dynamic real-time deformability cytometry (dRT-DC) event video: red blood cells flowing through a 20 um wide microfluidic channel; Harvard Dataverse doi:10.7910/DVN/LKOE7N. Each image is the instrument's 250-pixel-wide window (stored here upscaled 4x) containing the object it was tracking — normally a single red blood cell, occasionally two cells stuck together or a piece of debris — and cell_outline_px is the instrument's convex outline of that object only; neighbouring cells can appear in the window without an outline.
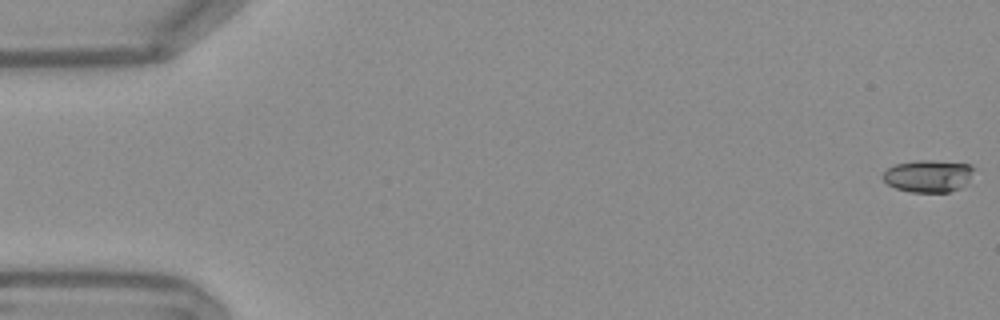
{"species": "Egyptian fruit bat (a non-hibernating species)", "species_latin": "Rousettus aegyptiacus", "temperature_condition": "warm", "stored_images_in_passage": 16, "camera_frame_rate_fps": 3000, "um_per_image_px": 0.085, "frame": {"image": 1, "passage_image": 1, "time_ms": 0.0, "image_size_px": [1000, 320], "cell_outline_px": [[972, 168], [964, 184], [960, 188], [948, 192], [912, 192], [896, 188], [888, 184], [880, 176], [888, 168], [896, 164], [916, 160], [932, 160], [968, 164]], "centroid_in_image_um": [78.82, 14.96], "position_along_channel_um": 6.2, "area_um2": 16.7}}
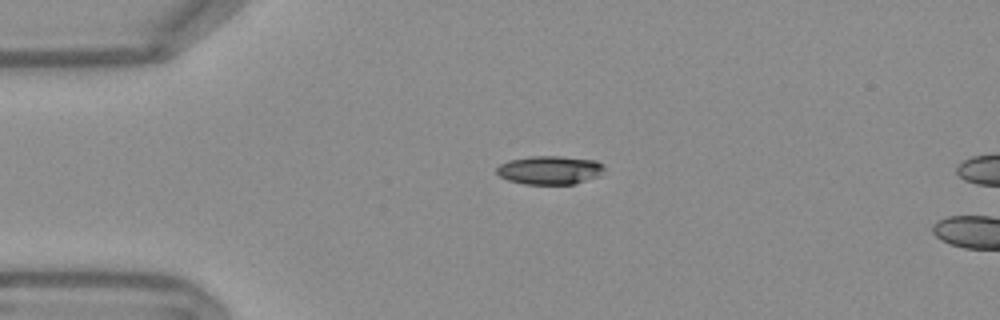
{"frame": {"image": 2, "passage_image": 13, "time_ms": 4.0, "image_size_px": [1000, 320], "cell_outline_px": [[604, 168], [600, 176], [576, 184], [524, 184], [508, 180], [500, 176], [496, 172], [496, 168], [500, 164], [508, 160], [528, 156], [560, 156], [596, 160], [604, 164]], "centroid_in_image_um": [46.74, 14.45], "position_along_channel_um": 38.3, "area_um2": 18.15}}